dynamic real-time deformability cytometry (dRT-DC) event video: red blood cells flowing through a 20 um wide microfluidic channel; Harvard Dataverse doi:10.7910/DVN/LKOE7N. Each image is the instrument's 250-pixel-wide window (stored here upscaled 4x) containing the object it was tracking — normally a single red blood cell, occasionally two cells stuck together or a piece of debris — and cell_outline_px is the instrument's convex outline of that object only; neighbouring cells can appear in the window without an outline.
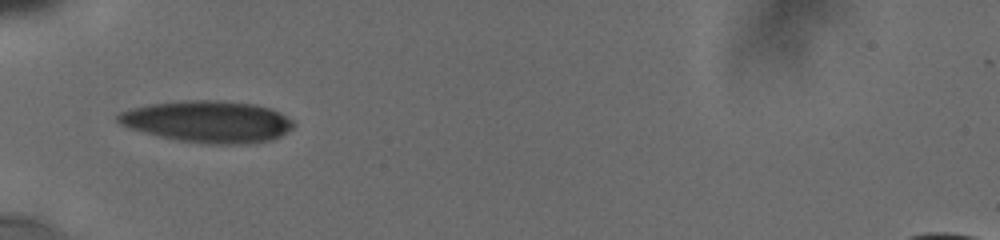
{"species": "human", "species_latin": "Homo sapiens", "temperature_condition": "cold", "stored_images_in_passage": 42, "camera_frame_rate_fps": 3000, "um_per_image_px": 0.085, "donor": {"sex": "male"}, "frame": {"image": 1, "passage_image": 1, "time_ms": 0.0, "image_size_px": [1000, 240], "cell_outline_px": [[296, 124], [292, 128], [280, 136], [272, 140], [248, 144], [208, 144], [180, 140], [160, 136], [128, 128], [120, 124], [116, 120], [116, 116], [120, 112], [132, 108], [148, 104], [184, 100], [220, 100], [256, 104], [272, 108], [280, 112], [292, 120]], "centroid_in_image_um": [17.69, 10.33], "position_along_channel_um": 67.3, "area_um2": 42.95}}
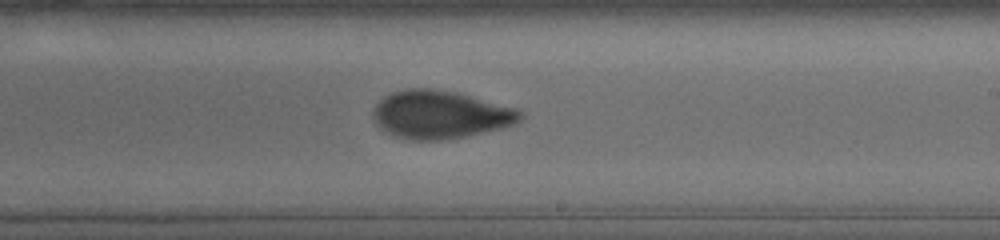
{"frame": {"image": 2, "passage_image": 18, "time_ms": 5.0, "image_size_px": [1000, 240], "cell_outline_px": [[524, 116], [520, 120], [512, 124], [500, 128], [464, 136], [440, 140], [412, 140], [396, 136], [380, 128], [372, 116], [376, 104], [380, 100], [392, 92], [412, 88], [428, 88], [452, 92], [516, 108], [524, 112]], "centroid_in_image_um": [37.4, 9.74], "position_along_channel_um": 251.6, "area_um2": 40.4}}
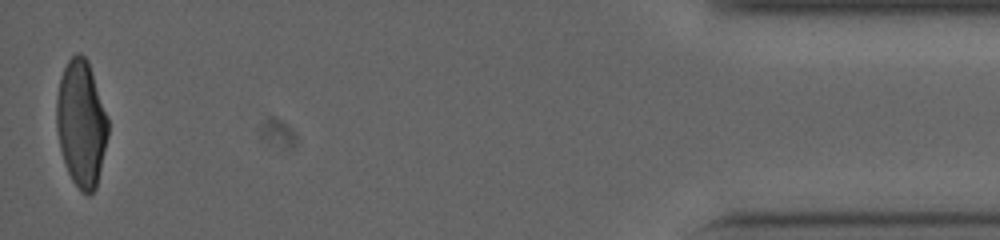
{"frame": {"image": 3, "passage_image": 42, "time_ms": 11.667, "image_size_px": [1000, 240], "cell_outline_px": [[108, 136], [96, 188], [88, 196], [80, 192], [72, 180], [64, 164], [60, 148], [56, 128], [56, 100], [60, 80], [64, 68], [68, 60], [76, 52], [80, 52], [88, 60], [108, 120]], "centroid_in_image_um": [6.89, 10.52], "position_along_channel_um": 428.3, "area_um2": 37.97}, "authors_computed_cell_mechanics": {"area_um2": 39.9976, "velocity_mm_per_s": 3.7784, "shape_relaxation_time_tau1_ms": 5.227, "shape_relaxation_time_tau2_ms": 1.4058, "deformation_change_tau1": 0.1703, "deformation_change_tau2": 0.0688}}